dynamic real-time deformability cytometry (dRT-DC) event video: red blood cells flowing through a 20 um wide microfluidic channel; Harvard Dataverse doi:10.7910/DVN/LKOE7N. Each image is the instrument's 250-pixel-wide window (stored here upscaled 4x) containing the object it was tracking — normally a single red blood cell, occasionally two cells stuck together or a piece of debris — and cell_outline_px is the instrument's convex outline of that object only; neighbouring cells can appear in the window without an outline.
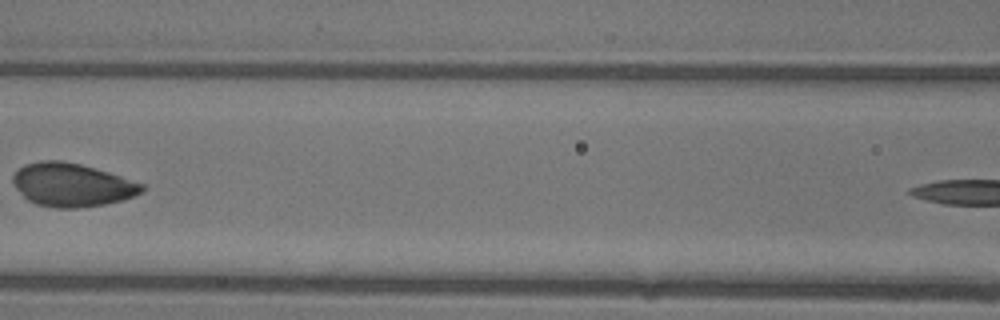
{"species": "common noctule bat (a hibernating species)", "species_latin": "Nyctalus noctula", "temperature_condition": "warm", "stored_images_in_passage": 5, "segment_of_instrument_passage": [1, 2], "camera_frame_rate_fps": 3000, "um_per_image_px": 0.085, "animal": {"sex": "female"}, "frame": {"image": 1, "passage_image": 4, "time_ms": 1.0, "image_size_px": [1000, 320], "cell_outline_px": [[144, 192], [124, 200], [104, 204], [76, 208], [56, 208], [36, 204], [28, 200], [12, 184], [12, 176], [24, 164], [40, 160], [60, 160], [80, 164], [108, 172], [144, 184]], "centroid_in_image_um": [6.11, 15.71], "position_along_channel_um": 160.5, "area_um2": 32.6}}